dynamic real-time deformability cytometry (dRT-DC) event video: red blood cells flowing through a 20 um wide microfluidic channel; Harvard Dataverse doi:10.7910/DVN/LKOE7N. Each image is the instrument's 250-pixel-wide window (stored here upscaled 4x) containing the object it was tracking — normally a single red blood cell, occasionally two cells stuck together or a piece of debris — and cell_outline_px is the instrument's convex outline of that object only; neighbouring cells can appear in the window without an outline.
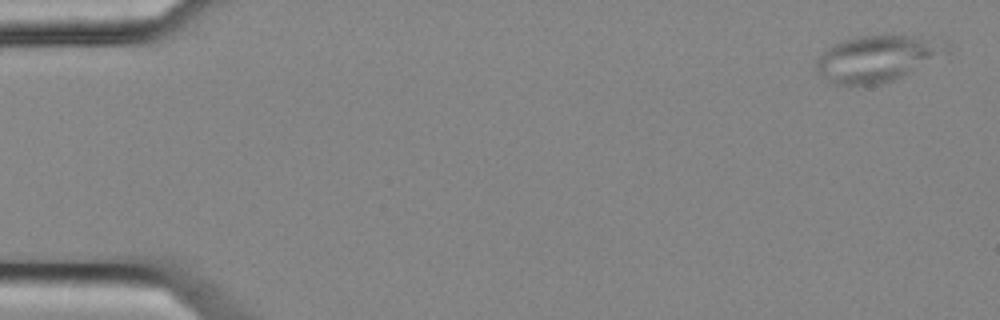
{"species": "common noctule bat (a hibernating species)", "species_latin": "Nyctalus noctula", "temperature_condition": "cold", "stored_images_in_passage": 5, "camera_frame_rate_fps": 3000, "um_per_image_px": 0.085, "animal": {"sex": "female", "body_mass_g": 25.1}, "frame": {"image": 1, "passage_image": 1, "time_ms": 0.0, "image_size_px": [1000, 320], "cell_outline_px": [[948, 52], [892, 80], [880, 84], [832, 84], [816, 72], [816, 60], [820, 52], [824, 48], [844, 40], [860, 36], [912, 36], [948, 40]], "centroid_in_image_um": [74.5, 4.96], "position_along_channel_um": 10.5, "area_um2": 34.74}}